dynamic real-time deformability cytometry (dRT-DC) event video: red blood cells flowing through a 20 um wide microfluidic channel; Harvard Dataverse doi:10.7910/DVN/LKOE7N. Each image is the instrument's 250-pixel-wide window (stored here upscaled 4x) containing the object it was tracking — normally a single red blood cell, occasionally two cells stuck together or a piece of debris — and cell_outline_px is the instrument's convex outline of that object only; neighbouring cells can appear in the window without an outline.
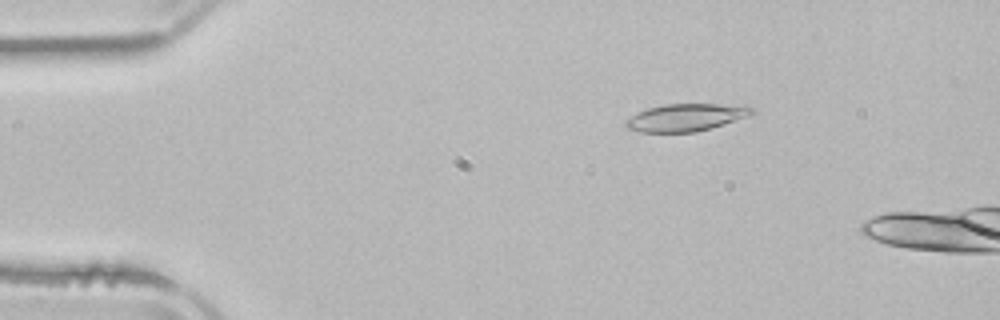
{"species": "common noctule bat (a hibernating species)", "species_latin": "Nyctalus noctula", "temperature_condition": "room temperature", "stored_images_in_passage": 3, "camera_frame_rate_fps": 3000, "um_per_image_px": 0.085, "animal": {"sex": "male", "body_mass_g": 21.5, "forearm_length_mm": 52.0}, "frame": {"image": 1, "passage_image": 1, "time_ms": 0.0, "image_size_px": [1000, 320], "cell_outline_px": [[756, 112], [752, 116], [712, 128], [696, 132], [640, 132], [624, 128], [624, 120], [636, 112], [648, 108], [664, 104], [748, 104]], "centroid_in_image_um": [58.35, 9.98], "position_along_channel_um": 26.7, "area_um2": 20.81}}